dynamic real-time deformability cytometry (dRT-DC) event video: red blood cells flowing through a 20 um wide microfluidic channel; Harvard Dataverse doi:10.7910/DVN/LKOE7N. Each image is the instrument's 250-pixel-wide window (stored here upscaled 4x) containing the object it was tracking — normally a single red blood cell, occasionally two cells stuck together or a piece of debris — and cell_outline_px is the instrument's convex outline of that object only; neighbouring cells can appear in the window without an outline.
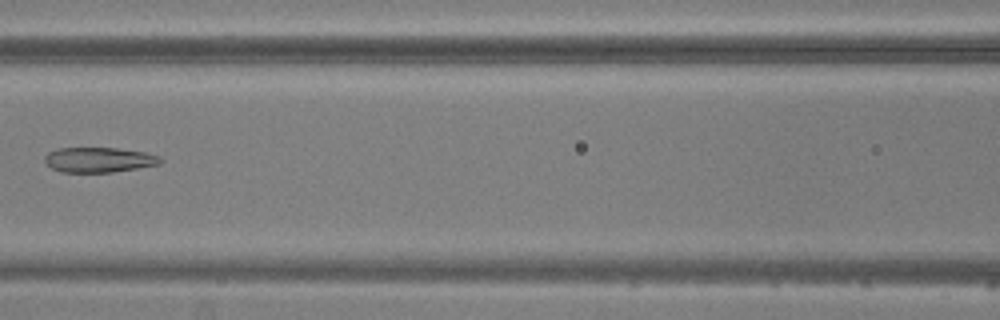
{"species": "common noctule bat (a hibernating species)", "species_latin": "Nyctalus noctula", "temperature_condition": "warm", "stored_images_in_passage": 5, "camera_frame_rate_fps": 3000, "um_per_image_px": 0.085, "animal": {"sex": "male", "body_mass_g": 20.5, "forearm_length_mm": 52.5}, "frame": {"image": 1, "passage_image": 5, "time_ms": 5.0, "image_size_px": [1000, 320], "cell_outline_px": [[164, 160], [160, 164], [112, 172], [64, 172], [52, 168], [44, 160], [44, 156], [48, 152], [60, 148], [116, 148], [144, 152], [160, 156]], "centroid_in_image_um": [8.43, 13.58], "position_along_channel_um": 158.2, "area_um2": 16.76}}